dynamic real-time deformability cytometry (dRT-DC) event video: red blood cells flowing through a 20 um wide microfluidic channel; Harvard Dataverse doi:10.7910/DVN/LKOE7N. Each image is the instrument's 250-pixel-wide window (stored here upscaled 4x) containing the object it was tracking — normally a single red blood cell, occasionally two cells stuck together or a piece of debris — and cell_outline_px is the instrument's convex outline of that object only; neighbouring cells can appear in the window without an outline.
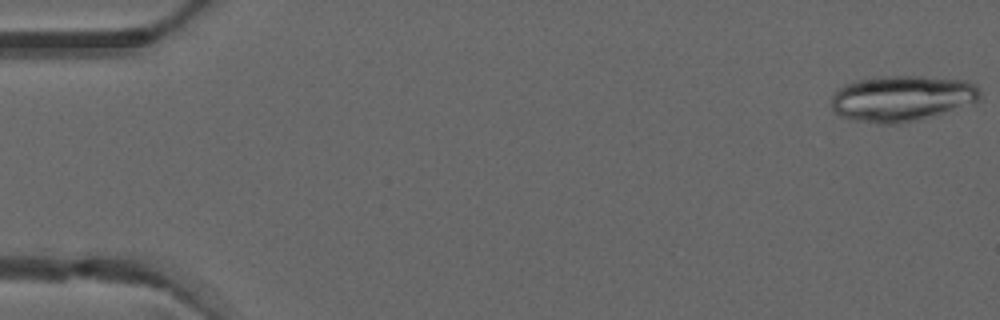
{"species": "common noctule bat (a hibernating species)", "species_latin": "Nyctalus noctula", "temperature_condition": "warm", "stored_images_in_passage": 5, "camera_frame_rate_fps": 3000, "um_per_image_px": 0.085, "animal": {"sex": "male", "forearm_length_mm": 52.5}, "frame": {"image": 1, "passage_image": 1, "time_ms": 0.0, "image_size_px": [1000, 320], "cell_outline_px": [[980, 100], [936, 116], [900, 124], [880, 124], [852, 120], [840, 116], [832, 112], [832, 96], [836, 88], [844, 84], [860, 80], [884, 76], [920, 76], [968, 80], [976, 84], [980, 88]], "centroid_in_image_um": [76.66, 8.37], "position_along_channel_um": 8.3, "area_um2": 40.29}}